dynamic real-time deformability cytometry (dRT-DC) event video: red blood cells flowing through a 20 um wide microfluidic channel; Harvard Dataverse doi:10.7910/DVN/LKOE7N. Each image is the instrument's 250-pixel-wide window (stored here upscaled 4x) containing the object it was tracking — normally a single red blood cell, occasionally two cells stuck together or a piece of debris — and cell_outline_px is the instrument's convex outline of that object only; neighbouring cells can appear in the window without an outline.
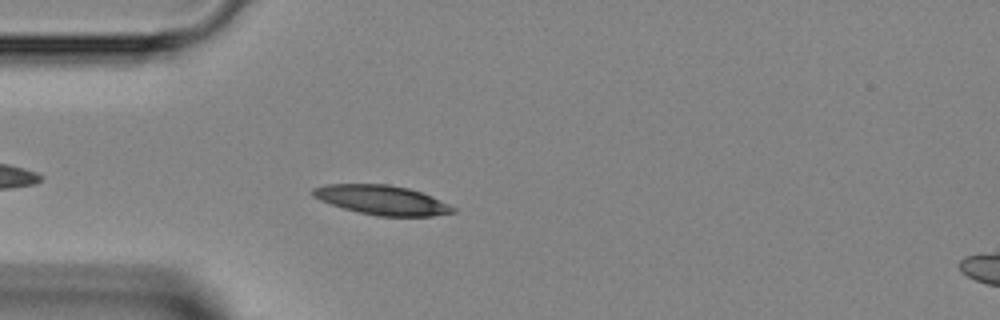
{"species": "Egyptian fruit bat (a non-hibernating species)", "species_latin": "Rousettus aegyptiacus", "temperature_condition": "room temperature", "stored_images_in_passage": 6, "camera_frame_rate_fps": 3000, "um_per_image_px": 0.085, "animal": {"sex": "female"}, "frame": {"image": 1, "passage_image": 4, "time_ms": 1.0, "image_size_px": [1000, 320], "cell_outline_px": [[456, 212], [432, 216], [376, 216], [344, 208], [320, 200], [312, 196], [312, 188], [324, 184], [388, 184], [408, 188], [432, 196], [456, 208]], "centroid_in_image_um": [32.46, 17.0], "position_along_channel_um": 52.5, "area_um2": 23.93}}